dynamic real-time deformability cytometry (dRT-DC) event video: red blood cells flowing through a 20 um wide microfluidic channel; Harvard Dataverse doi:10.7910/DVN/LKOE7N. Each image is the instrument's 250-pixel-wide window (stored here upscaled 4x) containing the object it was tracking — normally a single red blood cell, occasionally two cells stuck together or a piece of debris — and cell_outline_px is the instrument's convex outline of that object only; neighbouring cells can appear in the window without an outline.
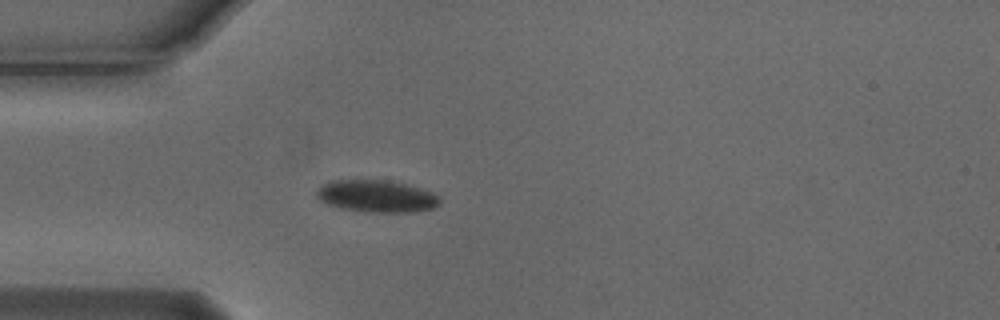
{"species": "Egyptian fruit bat (a non-hibernating species)", "species_latin": "Rousettus aegyptiacus", "temperature_condition": "cold", "stored_images_in_passage": 4, "camera_frame_rate_fps": 3000, "um_per_image_px": 0.085, "animal": {"sex": "male"}, "frame": {"image": 1, "passage_image": 4, "time_ms": 1.0, "image_size_px": [1000, 320], "cell_outline_px": [[440, 204], [432, 208], [412, 212], [364, 212], [340, 208], [328, 204], [320, 200], [316, 196], [316, 192], [324, 184], [332, 180], [388, 180], [420, 188], [432, 192], [440, 196]], "centroid_in_image_um": [32.02, 16.68], "position_along_channel_um": 53.0, "area_um2": 23.0}}